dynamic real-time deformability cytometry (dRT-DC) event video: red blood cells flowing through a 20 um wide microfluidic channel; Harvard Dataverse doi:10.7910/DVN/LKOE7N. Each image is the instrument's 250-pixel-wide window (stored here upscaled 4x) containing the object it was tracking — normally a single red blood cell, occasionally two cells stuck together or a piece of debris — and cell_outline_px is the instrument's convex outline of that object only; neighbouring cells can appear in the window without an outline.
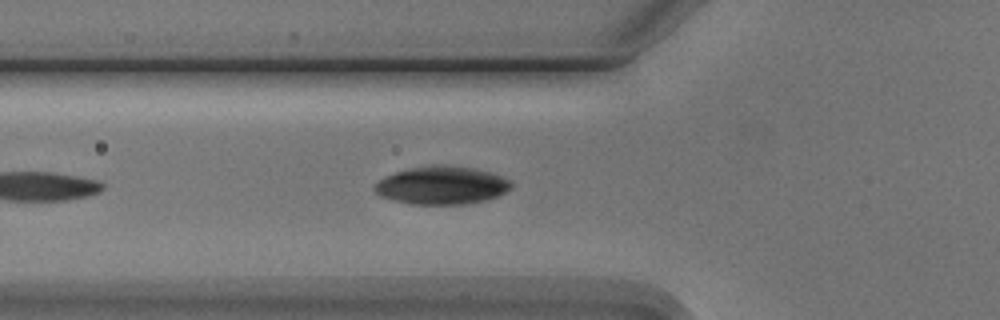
{"species": "Egyptian fruit bat (a non-hibernating species)", "species_latin": "Rousettus aegyptiacus", "temperature_condition": "cold", "stored_images_in_passage": 5, "camera_frame_rate_fps": 3000, "um_per_image_px": 0.085, "animal": {"sex": "male"}, "frame": {"image": 1, "passage_image": 5, "time_ms": 4.667, "image_size_px": [1000, 320], "cell_outline_px": [[512, 188], [508, 192], [488, 200], [468, 204], [412, 204], [392, 200], [380, 196], [372, 188], [380, 180], [396, 172], [412, 168], [432, 164], [444, 164], [472, 168], [492, 172], [508, 180], [512, 184]], "centroid_in_image_um": [37.59, 15.76], "position_along_channel_um": 88.2, "area_um2": 30.4}}